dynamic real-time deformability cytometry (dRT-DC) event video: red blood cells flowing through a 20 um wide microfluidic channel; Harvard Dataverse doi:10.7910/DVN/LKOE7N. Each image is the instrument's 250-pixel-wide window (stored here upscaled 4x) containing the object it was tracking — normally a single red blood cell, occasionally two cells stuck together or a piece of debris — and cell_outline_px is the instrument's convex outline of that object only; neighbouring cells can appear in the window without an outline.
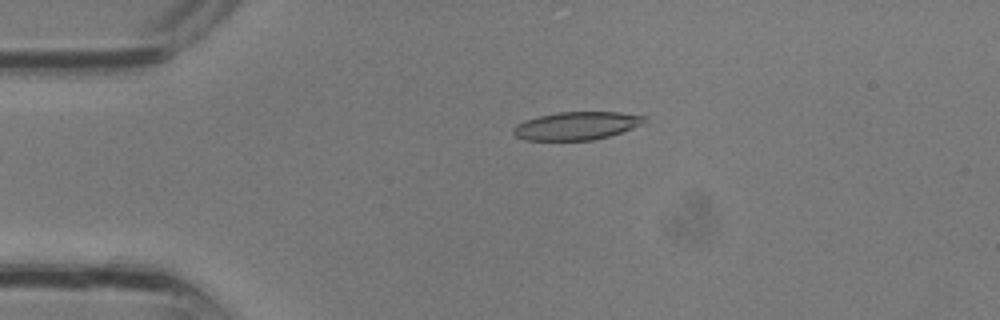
{"species": "common noctule bat (a hibernating species)", "species_latin": "Nyctalus noctula", "temperature_condition": "room temperature", "stored_images_in_passage": 2, "camera_frame_rate_fps": 3000, "um_per_image_px": 0.085, "animal": {"sex": "male", "body_mass_g": 13.3}, "frame": {"image": 1, "passage_image": 1, "time_ms": 0.0, "image_size_px": [1000, 320], "cell_outline_px": [[648, 120], [632, 128], [608, 136], [592, 140], [524, 140], [516, 136], [512, 132], [512, 128], [516, 124], [524, 120], [556, 112], [620, 112], [648, 116]], "centroid_in_image_um": [48.99, 10.68], "position_along_channel_um": 36.0, "area_um2": 21.44}}